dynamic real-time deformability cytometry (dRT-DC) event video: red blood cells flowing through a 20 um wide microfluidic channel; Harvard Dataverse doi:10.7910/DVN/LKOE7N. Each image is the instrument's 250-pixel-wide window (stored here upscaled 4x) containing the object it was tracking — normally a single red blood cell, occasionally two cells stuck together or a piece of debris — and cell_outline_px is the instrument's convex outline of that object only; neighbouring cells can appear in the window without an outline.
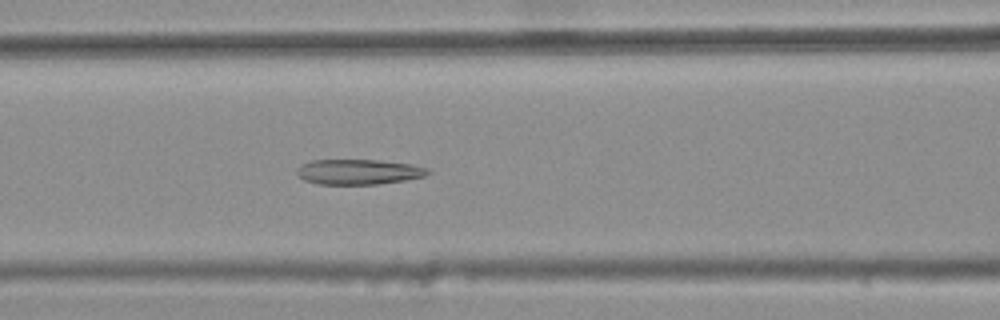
{"species": "common noctule bat (a hibernating species)", "species_latin": "Nyctalus noctula", "temperature_condition": "warm", "stored_images_in_passage": 32, "camera_frame_rate_fps": 3000, "um_per_image_px": 0.085, "animal": {"sex": "female", "body_mass_g": 25.1}, "frame": {"image": 1, "passage_image": 8, "time_ms": 2.333, "image_size_px": [1000, 320], "cell_outline_px": [[432, 172], [424, 176], [404, 180], [380, 184], [320, 184], [304, 180], [296, 172], [300, 164], [312, 160], [380, 160], [412, 164], [428, 168]], "centroid_in_image_um": [30.5, 14.6], "position_along_channel_um": 136.1, "area_um2": 19.25}}
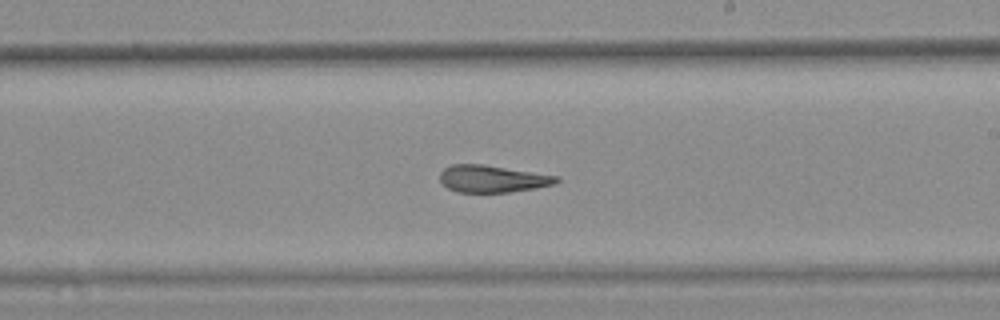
{"frame": {"image": 2, "passage_image": 17, "time_ms": 5.333, "image_size_px": [1000, 320], "cell_outline_px": [[560, 180], [556, 184], [536, 188], [508, 192], [456, 192], [448, 188], [440, 180], [440, 172], [444, 168], [452, 164], [484, 164], [560, 176]], "centroid_in_image_um": [41.88, 15.19], "position_along_channel_um": 247.1, "area_um2": 18.55}}
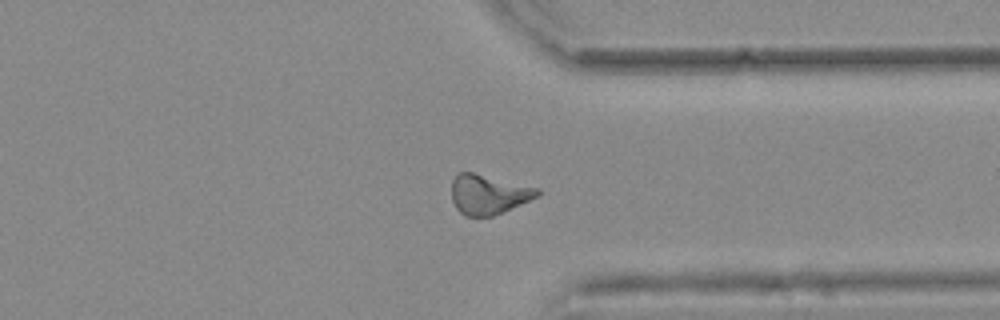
{"frame": {"image": 3, "passage_image": 27, "time_ms": 8.667, "image_size_px": [1000, 320], "cell_outline_px": [[540, 196], [492, 216], [464, 216], [456, 208], [452, 200], [452, 180], [456, 172], [472, 172], [540, 188]], "centroid_in_image_um": [41.51, 16.51], "position_along_channel_um": 369.9, "area_um2": 19.88}, "authors_computed_cell_mechanics": {"area_um2": 19.5364, "velocity_mm_per_s": 3.7148, "shape_relaxation_time_tau1_ms": null, "shape_relaxation_time_tau2_ms": 3.5819, "deformation_change_tau1": null, "deformation_change_tau2": 0.1451}}